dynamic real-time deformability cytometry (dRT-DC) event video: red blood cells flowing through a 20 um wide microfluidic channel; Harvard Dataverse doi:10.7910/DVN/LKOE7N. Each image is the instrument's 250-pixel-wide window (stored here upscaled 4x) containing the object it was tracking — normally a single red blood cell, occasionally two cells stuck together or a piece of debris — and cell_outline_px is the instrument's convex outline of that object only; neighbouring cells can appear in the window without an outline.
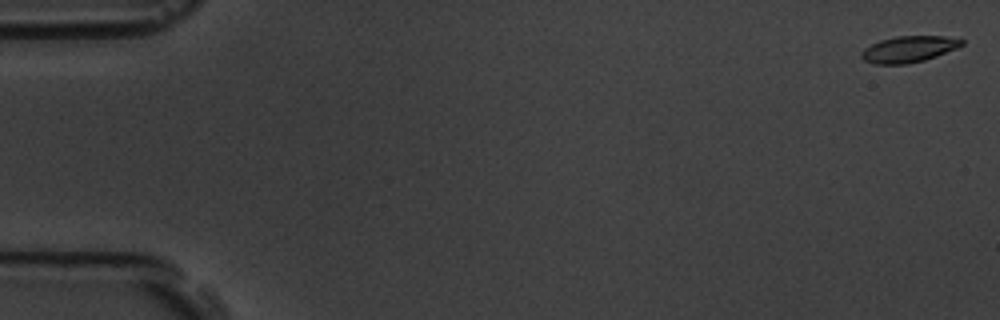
{"species": "common noctule bat (a hibernating species)", "species_latin": "Nyctalus noctula", "temperature_condition": "room temperature", "stored_images_in_passage": 3, "camera_frame_rate_fps": 3000, "um_per_image_px": 0.085, "animal": {"sex": "male", "body_mass_g": 19.5, "forearm_length_mm": 54.6}, "frame": {"image": 1, "passage_image": 1, "time_ms": 0.0, "image_size_px": [1000, 320], "cell_outline_px": [[964, 44], [956, 48], [936, 56], [924, 60], [908, 64], [876, 64], [864, 60], [860, 56], [860, 52], [864, 48], [880, 40], [896, 36], [944, 36], [964, 40]], "centroid_in_image_um": [77.22, 4.18], "position_along_channel_um": 7.8, "area_um2": 15.32}}